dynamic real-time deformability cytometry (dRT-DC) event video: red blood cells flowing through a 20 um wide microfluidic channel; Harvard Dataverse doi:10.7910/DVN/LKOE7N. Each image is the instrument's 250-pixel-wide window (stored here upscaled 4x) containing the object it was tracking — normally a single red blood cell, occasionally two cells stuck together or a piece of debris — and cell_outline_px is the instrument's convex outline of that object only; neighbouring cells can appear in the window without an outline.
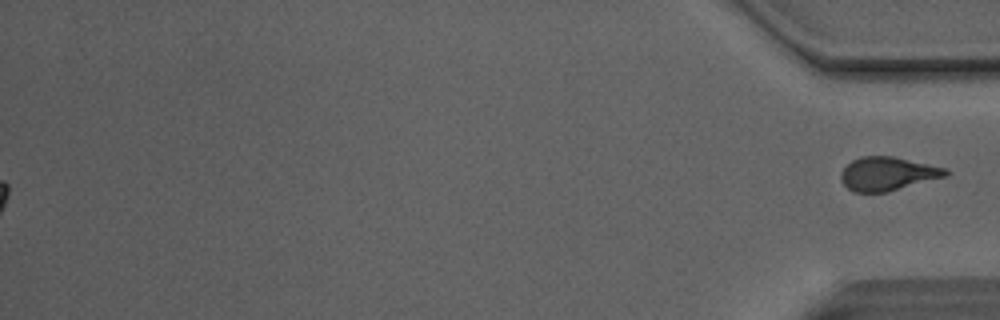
{"species": "Egyptian fruit bat (a non-hibernating species)", "species_latin": "Rousettus aegyptiacus", "temperature_condition": "room temperature", "stored_images_in_passage": 40, "segment_of_instrument_passage": [2, 2], "camera_frame_rate_fps": 3000, "um_per_image_px": 0.085, "animal": {"sex": "male"}, "frame": {"image": 1, "passage_image": 40, "time_ms": 13.0, "image_size_px": [1000, 320], "cell_outline_px": [[952, 172], [948, 176], [888, 192], [852, 192], [840, 180], [840, 172], [852, 160], [860, 156], [892, 156], [948, 168]], "centroid_in_image_um": [75.48, 14.77], "position_along_channel_um": 359.7, "area_um2": 20.81}}